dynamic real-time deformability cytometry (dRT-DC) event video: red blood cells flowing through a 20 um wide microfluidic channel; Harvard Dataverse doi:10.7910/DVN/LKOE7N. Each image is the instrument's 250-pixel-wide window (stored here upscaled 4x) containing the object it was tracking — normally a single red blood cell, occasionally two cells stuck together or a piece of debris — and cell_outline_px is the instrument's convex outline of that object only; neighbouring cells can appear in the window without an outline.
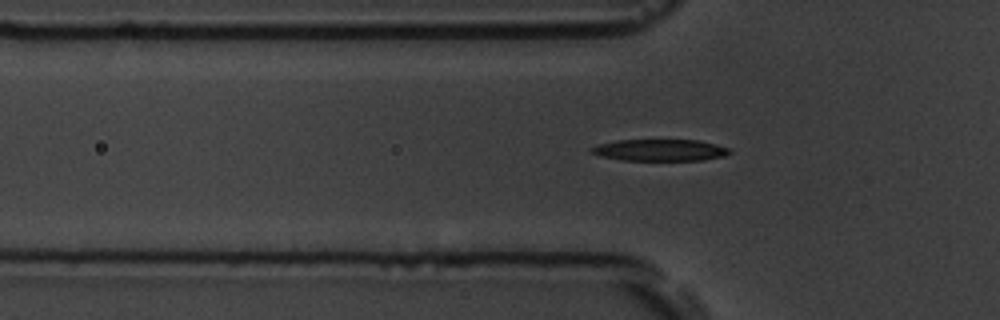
{"species": "common noctule bat (a hibernating species)", "species_latin": "Nyctalus noctula", "temperature_condition": "room temperature", "stored_images_in_passage": 41, "camera_frame_rate_fps": 3000, "um_per_image_px": 0.085, "animal": {"sex": "male", "body_mass_g": 19.5, "forearm_length_mm": 54.6}, "frame": {"image": 1, "passage_image": 4, "time_ms": 1.0, "image_size_px": [1000, 320], "cell_outline_px": [[732, 152], [724, 156], [704, 160], [620, 160], [600, 156], [592, 152], [588, 148], [600, 144], [616, 140], [700, 140], [732, 148]], "centroid_in_image_um": [56.14, 12.76], "position_along_channel_um": 69.7, "area_um2": 17.57}}
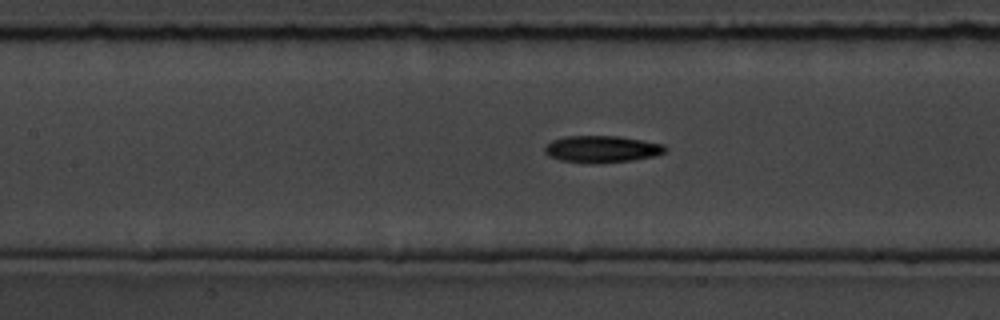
{"frame": {"image": 2, "passage_image": 11, "time_ms": 3.333, "image_size_px": [1000, 320], "cell_outline_px": [[668, 152], [656, 156], [632, 160], [592, 164], [560, 160], [548, 156], [544, 152], [544, 148], [552, 140], [568, 136], [620, 136], [664, 144], [668, 148]], "centroid_in_image_um": [51.2, 12.68], "position_along_channel_um": 156.2, "area_um2": 19.07}}
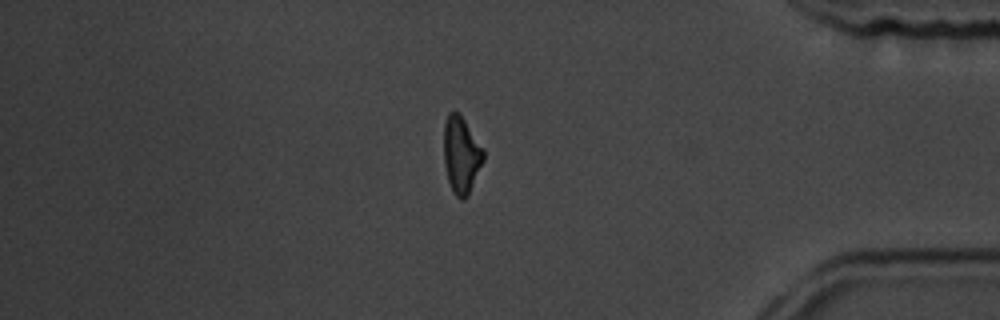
{"frame": {"image": 3, "passage_image": 33, "time_ms": 10.667, "image_size_px": [1000, 320], "cell_outline_px": [[484, 160], [468, 196], [464, 200], [460, 200], [452, 192], [448, 180], [444, 164], [444, 124], [448, 112], [460, 112], [484, 148]], "centroid_in_image_um": [39.22, 13.16], "position_along_channel_um": 396.0, "area_um2": 18.09}}